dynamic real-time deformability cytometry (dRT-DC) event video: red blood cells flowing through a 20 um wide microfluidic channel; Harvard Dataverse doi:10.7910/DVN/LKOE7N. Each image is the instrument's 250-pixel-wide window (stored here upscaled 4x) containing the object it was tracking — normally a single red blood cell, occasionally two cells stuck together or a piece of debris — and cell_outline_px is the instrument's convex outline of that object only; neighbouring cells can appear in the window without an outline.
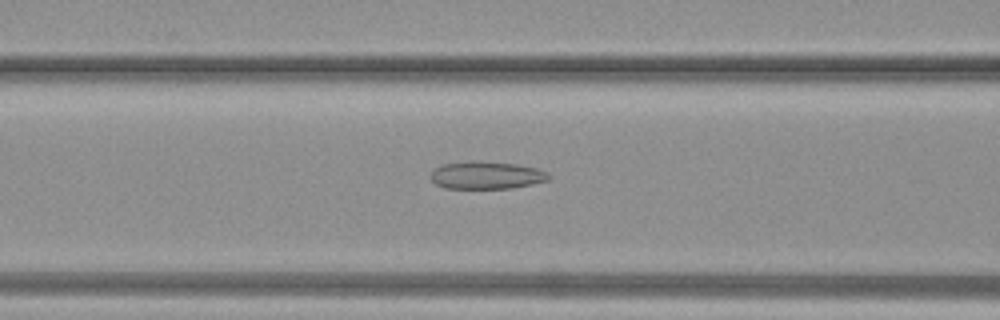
{"species": "common noctule bat (a hibernating species)", "species_latin": "Nyctalus noctula", "temperature_condition": "warm", "stored_images_in_passage": 39, "camera_frame_rate_fps": 3000, "um_per_image_px": 0.085, "animal": {"sex": "female", "body_mass_g": 19.3, "forearm_length_mm": 54.1}, "frame": {"image": 1, "passage_image": 16, "time_ms": 5.0, "image_size_px": [1000, 320], "cell_outline_px": [[552, 176], [548, 180], [532, 184], [512, 188], [444, 188], [436, 184], [428, 176], [432, 168], [440, 164], [468, 160], [480, 160], [516, 164], [536, 168], [548, 172]], "centroid_in_image_um": [41.29, 14.87], "position_along_channel_um": 125.3, "area_um2": 19.48}}
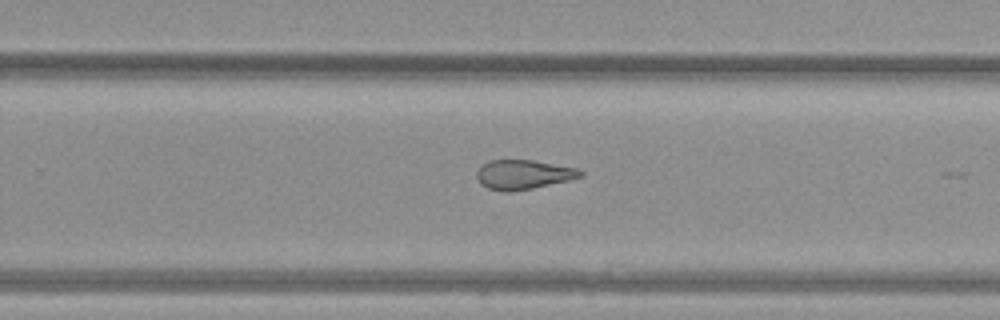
{"frame": {"image": 2, "passage_image": 25, "time_ms": 8.0, "image_size_px": [1000, 320], "cell_outline_px": [[584, 176], [568, 180], [532, 188], [512, 192], [504, 192], [488, 188], [480, 184], [476, 176], [476, 172], [480, 164], [488, 160], [532, 160], [576, 168], [584, 172]], "centroid_in_image_um": [44.43, 14.83], "position_along_channel_um": 285.4, "area_um2": 17.86}}
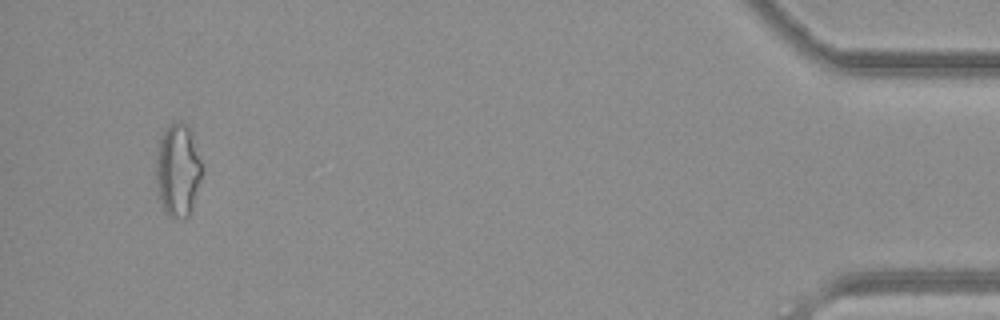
{"frame": {"image": 3, "passage_image": 37, "time_ms": 12.0, "image_size_px": [1000, 320], "cell_outline_px": [[200, 180], [192, 208], [188, 216], [184, 220], [172, 220], [168, 216], [160, 204], [156, 180], [156, 156], [160, 140], [164, 132], [176, 120], [184, 124], [192, 132], [200, 160]], "centroid_in_image_um": [15.09, 14.55], "position_along_channel_um": 420.1, "area_um2": 24.68}}